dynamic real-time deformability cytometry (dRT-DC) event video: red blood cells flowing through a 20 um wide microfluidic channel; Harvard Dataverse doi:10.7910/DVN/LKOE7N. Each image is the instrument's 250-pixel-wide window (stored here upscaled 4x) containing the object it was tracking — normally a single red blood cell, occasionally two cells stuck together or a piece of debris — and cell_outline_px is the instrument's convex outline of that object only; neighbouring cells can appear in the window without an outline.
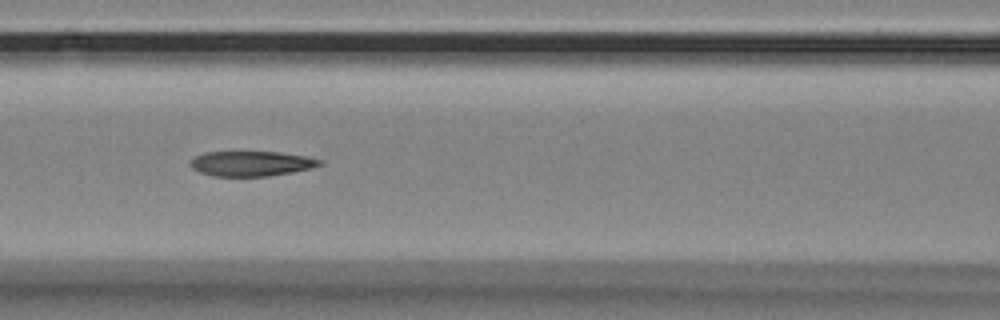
{"species": "Egyptian fruit bat (a non-hibernating species)", "species_latin": "Rousettus aegyptiacus", "temperature_condition": "room temperature", "stored_images_in_passage": 6, "camera_frame_rate_fps": 3000, "um_per_image_px": 0.085, "animal": {"sex": "female"}, "frame": {"image": 1, "passage_image": 4, "time_ms": 1.0, "image_size_px": [1000, 320], "cell_outline_px": [[324, 164], [312, 168], [292, 172], [268, 176], [212, 176], [200, 172], [192, 168], [192, 156], [204, 152], [280, 152], [304, 156], [320, 160]], "centroid_in_image_um": [21.35, 13.9], "position_along_channel_um": 145.3, "area_um2": 18.79}}
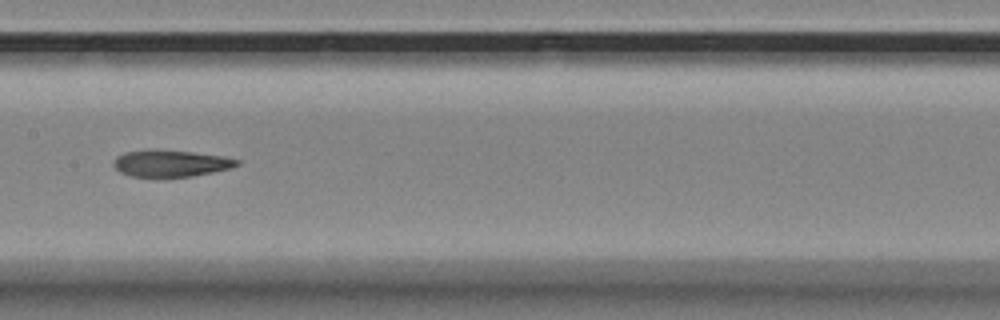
{"frame": {"image": 2, "passage_image": 5, "time_ms": 1.333, "image_size_px": [1000, 320], "cell_outline_px": [[240, 164], [232, 168], [192, 176], [132, 176], [120, 172], [112, 164], [116, 156], [124, 152], [148, 148], [152, 148], [192, 152], [224, 156], [240, 160]], "centroid_in_image_um": [14.5, 13.85], "position_along_channel_um": 192.9, "area_um2": 19.36}}
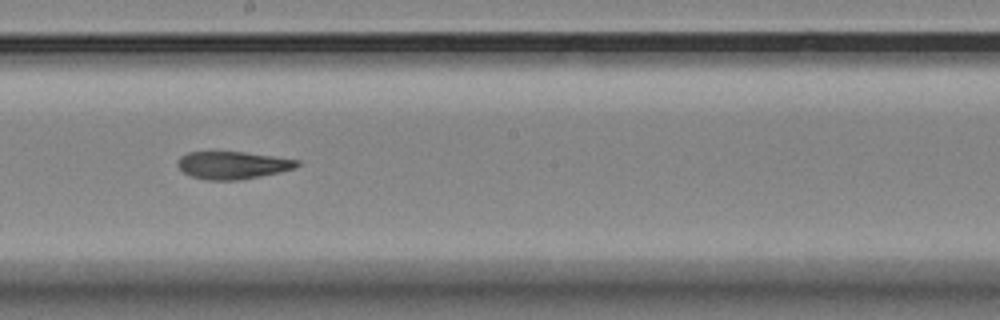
{"frame": {"image": 3, "passage_image": 6, "time_ms": 1.667, "image_size_px": [1000, 320], "cell_outline_px": [[300, 164], [292, 168], [280, 172], [260, 176], [236, 180], [208, 180], [192, 176], [184, 172], [176, 164], [176, 160], [180, 156], [188, 152], [244, 152], [300, 160]], "centroid_in_image_um": [19.75, 14.03], "position_along_channel_um": 228.5, "area_um2": 19.02}}